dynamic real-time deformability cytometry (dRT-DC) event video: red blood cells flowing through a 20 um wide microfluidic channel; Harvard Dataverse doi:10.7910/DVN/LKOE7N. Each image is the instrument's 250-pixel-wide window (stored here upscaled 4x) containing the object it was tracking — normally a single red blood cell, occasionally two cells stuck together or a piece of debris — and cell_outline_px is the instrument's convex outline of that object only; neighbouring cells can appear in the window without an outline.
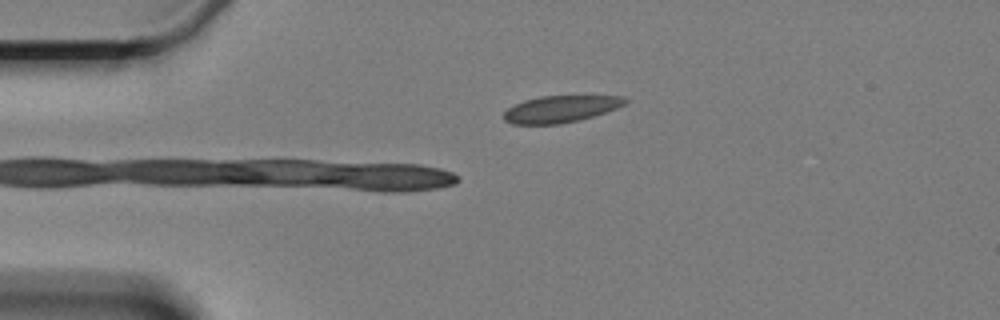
{"species": "Egyptian fruit bat (a non-hibernating species)", "species_latin": "Rousettus aegyptiacus", "temperature_condition": "cold", "stored_images_in_passage": 18, "camera_frame_rate_fps": 3000, "um_per_image_px": 0.085, "animal": {"sex": "female"}, "frame": {"image": 1, "passage_image": 1, "time_ms": 0.0, "image_size_px": [1000, 320], "cell_outline_px": [[628, 100], [624, 104], [616, 108], [592, 116], [560, 124], [512, 124], [504, 120], [504, 112], [508, 108], [524, 100], [540, 96], [624, 96]], "centroid_in_image_um": [47.62, 9.26], "position_along_channel_um": 37.4, "area_um2": 18.67}}